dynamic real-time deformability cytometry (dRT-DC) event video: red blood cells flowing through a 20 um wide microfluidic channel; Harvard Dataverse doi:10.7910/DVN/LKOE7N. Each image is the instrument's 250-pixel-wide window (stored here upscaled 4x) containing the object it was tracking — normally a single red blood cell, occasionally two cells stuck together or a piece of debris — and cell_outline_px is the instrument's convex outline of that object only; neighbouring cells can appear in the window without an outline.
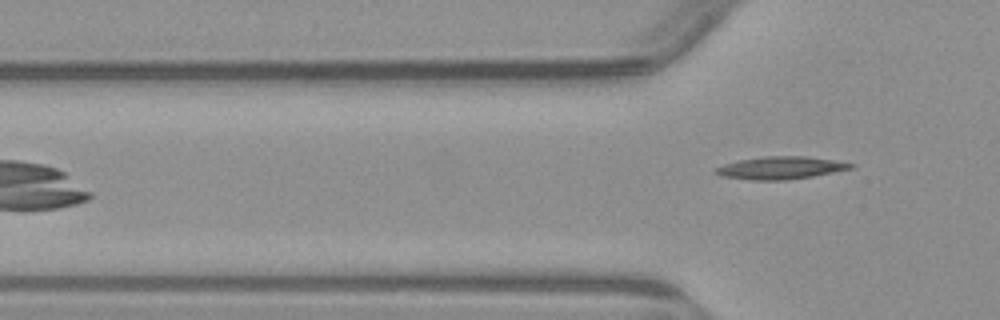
{"species": "common noctule bat (a hibernating species)", "species_latin": "Nyctalus noctula", "temperature_condition": "warm", "stored_images_in_passage": 6, "camera_frame_rate_fps": 3000, "um_per_image_px": 0.085, "animal": {"sex": "male", "body_mass_g": 23.1, "forearm_length_mm": 52.7}, "frame": {"image": 1, "passage_image": 6, "time_ms": 6.0, "image_size_px": [1000, 320], "cell_outline_px": [[856, 164], [852, 168], [812, 176], [784, 180], [752, 180], [724, 176], [712, 172], [716, 168], [724, 164], [740, 160], [764, 156], [804, 156], [832, 160]], "centroid_in_image_um": [66.33, 14.26], "position_along_channel_um": 59.5, "area_um2": 17.46}}